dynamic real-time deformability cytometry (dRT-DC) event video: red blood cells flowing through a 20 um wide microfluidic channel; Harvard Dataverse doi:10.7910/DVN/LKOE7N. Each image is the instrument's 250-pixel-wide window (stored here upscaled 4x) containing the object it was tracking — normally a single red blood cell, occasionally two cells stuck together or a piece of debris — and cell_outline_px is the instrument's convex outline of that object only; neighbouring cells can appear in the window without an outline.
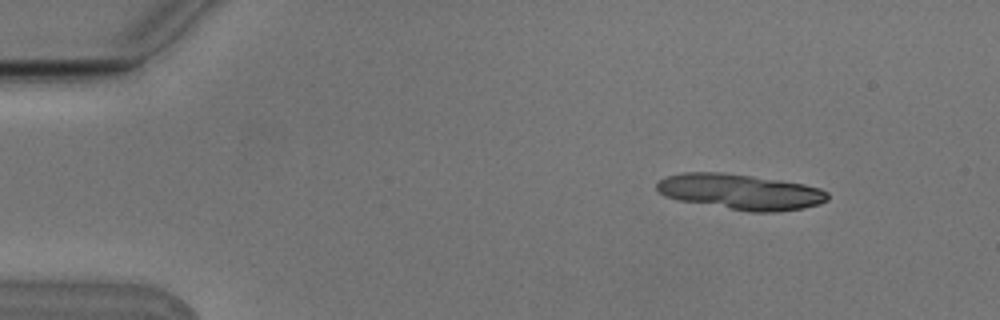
{"species": "Egyptian fruit bat (a non-hibernating species)", "species_latin": "Rousettus aegyptiacus", "temperature_condition": "cold", "stored_images_in_passage": 5, "camera_frame_rate_fps": 3000, "um_per_image_px": 0.085, "animal": {"sex": "male"}, "frame": {"image": 1, "passage_image": 1, "time_ms": 0.0, "image_size_px": [1000, 320], "cell_outline_px": [[828, 200], [820, 204], [804, 208], [776, 212], [752, 212], [676, 200], [664, 196], [656, 188], [656, 184], [660, 180], [668, 176], [684, 172], [720, 172], [752, 176], [804, 184], [820, 188], [828, 192]], "centroid_in_image_um": [62.94, 16.31], "position_along_channel_um": 22.1, "area_um2": 35.37}}